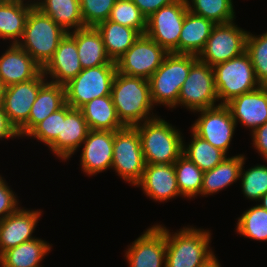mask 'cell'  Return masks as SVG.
<instances>
[{"instance_id":"cell-18","label":"cell","mask_w":267,"mask_h":267,"mask_svg":"<svg viewBox=\"0 0 267 267\" xmlns=\"http://www.w3.org/2000/svg\"><path fill=\"white\" fill-rule=\"evenodd\" d=\"M237 124L240 121L252 132L267 122V85L244 93L226 104ZM239 120V121H238Z\"/></svg>"},{"instance_id":"cell-33","label":"cell","mask_w":267,"mask_h":267,"mask_svg":"<svg viewBox=\"0 0 267 267\" xmlns=\"http://www.w3.org/2000/svg\"><path fill=\"white\" fill-rule=\"evenodd\" d=\"M180 194L189 199L201 195L203 171L183 154L174 162Z\"/></svg>"},{"instance_id":"cell-44","label":"cell","mask_w":267,"mask_h":267,"mask_svg":"<svg viewBox=\"0 0 267 267\" xmlns=\"http://www.w3.org/2000/svg\"><path fill=\"white\" fill-rule=\"evenodd\" d=\"M19 137L18 131L8 120L3 106L0 105V139Z\"/></svg>"},{"instance_id":"cell-20","label":"cell","mask_w":267,"mask_h":267,"mask_svg":"<svg viewBox=\"0 0 267 267\" xmlns=\"http://www.w3.org/2000/svg\"><path fill=\"white\" fill-rule=\"evenodd\" d=\"M144 193L155 201H167L175 196H182L177 186L173 164H146L140 181Z\"/></svg>"},{"instance_id":"cell-41","label":"cell","mask_w":267,"mask_h":267,"mask_svg":"<svg viewBox=\"0 0 267 267\" xmlns=\"http://www.w3.org/2000/svg\"><path fill=\"white\" fill-rule=\"evenodd\" d=\"M18 208L16 196L0 176V220L6 218Z\"/></svg>"},{"instance_id":"cell-38","label":"cell","mask_w":267,"mask_h":267,"mask_svg":"<svg viewBox=\"0 0 267 267\" xmlns=\"http://www.w3.org/2000/svg\"><path fill=\"white\" fill-rule=\"evenodd\" d=\"M240 178L243 194L247 198L259 201L267 193V166L257 165L243 171L242 165Z\"/></svg>"},{"instance_id":"cell-17","label":"cell","mask_w":267,"mask_h":267,"mask_svg":"<svg viewBox=\"0 0 267 267\" xmlns=\"http://www.w3.org/2000/svg\"><path fill=\"white\" fill-rule=\"evenodd\" d=\"M83 144L80 160L85 173L94 175L112 167L114 131L90 130Z\"/></svg>"},{"instance_id":"cell-23","label":"cell","mask_w":267,"mask_h":267,"mask_svg":"<svg viewBox=\"0 0 267 267\" xmlns=\"http://www.w3.org/2000/svg\"><path fill=\"white\" fill-rule=\"evenodd\" d=\"M66 104L65 87L53 82H45L39 89L31 107L28 122L18 131L19 137L28 135L41 121Z\"/></svg>"},{"instance_id":"cell-14","label":"cell","mask_w":267,"mask_h":267,"mask_svg":"<svg viewBox=\"0 0 267 267\" xmlns=\"http://www.w3.org/2000/svg\"><path fill=\"white\" fill-rule=\"evenodd\" d=\"M43 71L35 78L6 87L3 109L10 123L19 131L29 119L31 107L35 102L40 87L47 79Z\"/></svg>"},{"instance_id":"cell-21","label":"cell","mask_w":267,"mask_h":267,"mask_svg":"<svg viewBox=\"0 0 267 267\" xmlns=\"http://www.w3.org/2000/svg\"><path fill=\"white\" fill-rule=\"evenodd\" d=\"M42 68L18 44H12L0 57V79L8 87L35 78Z\"/></svg>"},{"instance_id":"cell-42","label":"cell","mask_w":267,"mask_h":267,"mask_svg":"<svg viewBox=\"0 0 267 267\" xmlns=\"http://www.w3.org/2000/svg\"><path fill=\"white\" fill-rule=\"evenodd\" d=\"M132 1L147 19L153 13L158 11L161 7L171 4L176 0H132Z\"/></svg>"},{"instance_id":"cell-25","label":"cell","mask_w":267,"mask_h":267,"mask_svg":"<svg viewBox=\"0 0 267 267\" xmlns=\"http://www.w3.org/2000/svg\"><path fill=\"white\" fill-rule=\"evenodd\" d=\"M215 25L213 21L187 11L179 37V54L198 56Z\"/></svg>"},{"instance_id":"cell-13","label":"cell","mask_w":267,"mask_h":267,"mask_svg":"<svg viewBox=\"0 0 267 267\" xmlns=\"http://www.w3.org/2000/svg\"><path fill=\"white\" fill-rule=\"evenodd\" d=\"M201 117L195 121L191 130L203 140L227 153L234 134L236 123L230 109L220 105L200 110Z\"/></svg>"},{"instance_id":"cell-46","label":"cell","mask_w":267,"mask_h":267,"mask_svg":"<svg viewBox=\"0 0 267 267\" xmlns=\"http://www.w3.org/2000/svg\"><path fill=\"white\" fill-rule=\"evenodd\" d=\"M5 90H6V86L3 84V82L0 79V105H3Z\"/></svg>"},{"instance_id":"cell-11","label":"cell","mask_w":267,"mask_h":267,"mask_svg":"<svg viewBox=\"0 0 267 267\" xmlns=\"http://www.w3.org/2000/svg\"><path fill=\"white\" fill-rule=\"evenodd\" d=\"M169 53L146 34L117 59V72L149 79Z\"/></svg>"},{"instance_id":"cell-48","label":"cell","mask_w":267,"mask_h":267,"mask_svg":"<svg viewBox=\"0 0 267 267\" xmlns=\"http://www.w3.org/2000/svg\"><path fill=\"white\" fill-rule=\"evenodd\" d=\"M18 1H22V2H24V0H18ZM33 6H35L36 5V2H35V0L33 1V3H31Z\"/></svg>"},{"instance_id":"cell-6","label":"cell","mask_w":267,"mask_h":267,"mask_svg":"<svg viewBox=\"0 0 267 267\" xmlns=\"http://www.w3.org/2000/svg\"><path fill=\"white\" fill-rule=\"evenodd\" d=\"M215 89L220 105H226L232 99L257 89V81L250 56L245 51L241 55L213 66Z\"/></svg>"},{"instance_id":"cell-36","label":"cell","mask_w":267,"mask_h":267,"mask_svg":"<svg viewBox=\"0 0 267 267\" xmlns=\"http://www.w3.org/2000/svg\"><path fill=\"white\" fill-rule=\"evenodd\" d=\"M108 20L136 29L141 34L146 32L147 19L132 0H116Z\"/></svg>"},{"instance_id":"cell-4","label":"cell","mask_w":267,"mask_h":267,"mask_svg":"<svg viewBox=\"0 0 267 267\" xmlns=\"http://www.w3.org/2000/svg\"><path fill=\"white\" fill-rule=\"evenodd\" d=\"M198 59L193 54L169 53L161 66L148 79L151 101L169 108L178 103L182 85L189 75L191 65Z\"/></svg>"},{"instance_id":"cell-5","label":"cell","mask_w":267,"mask_h":267,"mask_svg":"<svg viewBox=\"0 0 267 267\" xmlns=\"http://www.w3.org/2000/svg\"><path fill=\"white\" fill-rule=\"evenodd\" d=\"M211 233L184 227L171 235L166 229L165 267H200L214 253L209 249Z\"/></svg>"},{"instance_id":"cell-19","label":"cell","mask_w":267,"mask_h":267,"mask_svg":"<svg viewBox=\"0 0 267 267\" xmlns=\"http://www.w3.org/2000/svg\"><path fill=\"white\" fill-rule=\"evenodd\" d=\"M41 212L24 210L20 207L9 216L0 220V255L10 248L35 239V230Z\"/></svg>"},{"instance_id":"cell-39","label":"cell","mask_w":267,"mask_h":267,"mask_svg":"<svg viewBox=\"0 0 267 267\" xmlns=\"http://www.w3.org/2000/svg\"><path fill=\"white\" fill-rule=\"evenodd\" d=\"M116 0H80L84 27H96L109 19Z\"/></svg>"},{"instance_id":"cell-15","label":"cell","mask_w":267,"mask_h":267,"mask_svg":"<svg viewBox=\"0 0 267 267\" xmlns=\"http://www.w3.org/2000/svg\"><path fill=\"white\" fill-rule=\"evenodd\" d=\"M130 267H162L166 260V228H148L126 251Z\"/></svg>"},{"instance_id":"cell-12","label":"cell","mask_w":267,"mask_h":267,"mask_svg":"<svg viewBox=\"0 0 267 267\" xmlns=\"http://www.w3.org/2000/svg\"><path fill=\"white\" fill-rule=\"evenodd\" d=\"M216 24L198 59L212 67L241 55L246 50L248 32L235 23Z\"/></svg>"},{"instance_id":"cell-3","label":"cell","mask_w":267,"mask_h":267,"mask_svg":"<svg viewBox=\"0 0 267 267\" xmlns=\"http://www.w3.org/2000/svg\"><path fill=\"white\" fill-rule=\"evenodd\" d=\"M67 33L34 6L27 17L23 36L17 44L43 69Z\"/></svg>"},{"instance_id":"cell-8","label":"cell","mask_w":267,"mask_h":267,"mask_svg":"<svg viewBox=\"0 0 267 267\" xmlns=\"http://www.w3.org/2000/svg\"><path fill=\"white\" fill-rule=\"evenodd\" d=\"M145 159L136 127L125 126L114 131L112 167L118 176L136 185L145 170Z\"/></svg>"},{"instance_id":"cell-28","label":"cell","mask_w":267,"mask_h":267,"mask_svg":"<svg viewBox=\"0 0 267 267\" xmlns=\"http://www.w3.org/2000/svg\"><path fill=\"white\" fill-rule=\"evenodd\" d=\"M34 6L18 0H5L0 4V38L17 44L23 36L30 10Z\"/></svg>"},{"instance_id":"cell-9","label":"cell","mask_w":267,"mask_h":267,"mask_svg":"<svg viewBox=\"0 0 267 267\" xmlns=\"http://www.w3.org/2000/svg\"><path fill=\"white\" fill-rule=\"evenodd\" d=\"M188 11L186 0H176L147 18L145 34L168 53L179 54V37Z\"/></svg>"},{"instance_id":"cell-43","label":"cell","mask_w":267,"mask_h":267,"mask_svg":"<svg viewBox=\"0 0 267 267\" xmlns=\"http://www.w3.org/2000/svg\"><path fill=\"white\" fill-rule=\"evenodd\" d=\"M253 145L267 161V122L252 132Z\"/></svg>"},{"instance_id":"cell-30","label":"cell","mask_w":267,"mask_h":267,"mask_svg":"<svg viewBox=\"0 0 267 267\" xmlns=\"http://www.w3.org/2000/svg\"><path fill=\"white\" fill-rule=\"evenodd\" d=\"M51 249L49 243L35 238L10 248L0 255L1 267H40Z\"/></svg>"},{"instance_id":"cell-24","label":"cell","mask_w":267,"mask_h":267,"mask_svg":"<svg viewBox=\"0 0 267 267\" xmlns=\"http://www.w3.org/2000/svg\"><path fill=\"white\" fill-rule=\"evenodd\" d=\"M75 41L83 69L116 65L108 56L102 36L96 27H83L68 33Z\"/></svg>"},{"instance_id":"cell-10","label":"cell","mask_w":267,"mask_h":267,"mask_svg":"<svg viewBox=\"0 0 267 267\" xmlns=\"http://www.w3.org/2000/svg\"><path fill=\"white\" fill-rule=\"evenodd\" d=\"M218 101L214 70L211 65L197 59L190 68L189 75L184 81L178 103L196 112L216 107Z\"/></svg>"},{"instance_id":"cell-1","label":"cell","mask_w":267,"mask_h":267,"mask_svg":"<svg viewBox=\"0 0 267 267\" xmlns=\"http://www.w3.org/2000/svg\"><path fill=\"white\" fill-rule=\"evenodd\" d=\"M111 96L118 118L124 126L135 127L152 119L149 114L154 105L148 79L116 72Z\"/></svg>"},{"instance_id":"cell-31","label":"cell","mask_w":267,"mask_h":267,"mask_svg":"<svg viewBox=\"0 0 267 267\" xmlns=\"http://www.w3.org/2000/svg\"><path fill=\"white\" fill-rule=\"evenodd\" d=\"M42 13L49 16L66 32L74 27V31L84 27L80 8V0H43L36 1V5Z\"/></svg>"},{"instance_id":"cell-26","label":"cell","mask_w":267,"mask_h":267,"mask_svg":"<svg viewBox=\"0 0 267 267\" xmlns=\"http://www.w3.org/2000/svg\"><path fill=\"white\" fill-rule=\"evenodd\" d=\"M80 110L90 130L117 131L125 127L118 118L111 95L94 98Z\"/></svg>"},{"instance_id":"cell-37","label":"cell","mask_w":267,"mask_h":267,"mask_svg":"<svg viewBox=\"0 0 267 267\" xmlns=\"http://www.w3.org/2000/svg\"><path fill=\"white\" fill-rule=\"evenodd\" d=\"M245 51L250 56L257 81L267 85V32L259 37L248 32Z\"/></svg>"},{"instance_id":"cell-29","label":"cell","mask_w":267,"mask_h":267,"mask_svg":"<svg viewBox=\"0 0 267 267\" xmlns=\"http://www.w3.org/2000/svg\"><path fill=\"white\" fill-rule=\"evenodd\" d=\"M244 155L226 157L216 167L203 173L201 195H211L239 180Z\"/></svg>"},{"instance_id":"cell-40","label":"cell","mask_w":267,"mask_h":267,"mask_svg":"<svg viewBox=\"0 0 267 267\" xmlns=\"http://www.w3.org/2000/svg\"><path fill=\"white\" fill-rule=\"evenodd\" d=\"M61 127L62 108L41 121L27 136L34 137L49 146L61 133Z\"/></svg>"},{"instance_id":"cell-2","label":"cell","mask_w":267,"mask_h":267,"mask_svg":"<svg viewBox=\"0 0 267 267\" xmlns=\"http://www.w3.org/2000/svg\"><path fill=\"white\" fill-rule=\"evenodd\" d=\"M136 125L146 164H173L183 150L180 131L160 117Z\"/></svg>"},{"instance_id":"cell-47","label":"cell","mask_w":267,"mask_h":267,"mask_svg":"<svg viewBox=\"0 0 267 267\" xmlns=\"http://www.w3.org/2000/svg\"><path fill=\"white\" fill-rule=\"evenodd\" d=\"M260 201H262V204L259 205L265 210H267V193L260 198Z\"/></svg>"},{"instance_id":"cell-45","label":"cell","mask_w":267,"mask_h":267,"mask_svg":"<svg viewBox=\"0 0 267 267\" xmlns=\"http://www.w3.org/2000/svg\"><path fill=\"white\" fill-rule=\"evenodd\" d=\"M220 263L218 262L215 255H213L210 259H208L202 266L200 267H220Z\"/></svg>"},{"instance_id":"cell-16","label":"cell","mask_w":267,"mask_h":267,"mask_svg":"<svg viewBox=\"0 0 267 267\" xmlns=\"http://www.w3.org/2000/svg\"><path fill=\"white\" fill-rule=\"evenodd\" d=\"M89 131L82 111L66 103L62 107L61 133L49 145V148L57 157L66 160L81 146Z\"/></svg>"},{"instance_id":"cell-27","label":"cell","mask_w":267,"mask_h":267,"mask_svg":"<svg viewBox=\"0 0 267 267\" xmlns=\"http://www.w3.org/2000/svg\"><path fill=\"white\" fill-rule=\"evenodd\" d=\"M96 29L102 36L108 56L114 62L141 36L138 30L109 20L99 23Z\"/></svg>"},{"instance_id":"cell-34","label":"cell","mask_w":267,"mask_h":267,"mask_svg":"<svg viewBox=\"0 0 267 267\" xmlns=\"http://www.w3.org/2000/svg\"><path fill=\"white\" fill-rule=\"evenodd\" d=\"M186 0L188 11L213 21L226 24L235 19L232 0Z\"/></svg>"},{"instance_id":"cell-32","label":"cell","mask_w":267,"mask_h":267,"mask_svg":"<svg viewBox=\"0 0 267 267\" xmlns=\"http://www.w3.org/2000/svg\"><path fill=\"white\" fill-rule=\"evenodd\" d=\"M191 132L193 138L187 147L183 143L182 154L203 172L213 169L227 157L224 151L203 140L193 131Z\"/></svg>"},{"instance_id":"cell-22","label":"cell","mask_w":267,"mask_h":267,"mask_svg":"<svg viewBox=\"0 0 267 267\" xmlns=\"http://www.w3.org/2000/svg\"><path fill=\"white\" fill-rule=\"evenodd\" d=\"M82 67L79 61L76 41L67 33L60 41L52 59L42 69L44 75H50V82L65 85L75 78ZM55 79V80H54Z\"/></svg>"},{"instance_id":"cell-7","label":"cell","mask_w":267,"mask_h":267,"mask_svg":"<svg viewBox=\"0 0 267 267\" xmlns=\"http://www.w3.org/2000/svg\"><path fill=\"white\" fill-rule=\"evenodd\" d=\"M116 72V65L82 69L64 85L66 103L74 109H80L94 98L111 95Z\"/></svg>"},{"instance_id":"cell-35","label":"cell","mask_w":267,"mask_h":267,"mask_svg":"<svg viewBox=\"0 0 267 267\" xmlns=\"http://www.w3.org/2000/svg\"><path fill=\"white\" fill-rule=\"evenodd\" d=\"M237 232L245 237L267 241V210L256 205L238 218Z\"/></svg>"}]
</instances>
